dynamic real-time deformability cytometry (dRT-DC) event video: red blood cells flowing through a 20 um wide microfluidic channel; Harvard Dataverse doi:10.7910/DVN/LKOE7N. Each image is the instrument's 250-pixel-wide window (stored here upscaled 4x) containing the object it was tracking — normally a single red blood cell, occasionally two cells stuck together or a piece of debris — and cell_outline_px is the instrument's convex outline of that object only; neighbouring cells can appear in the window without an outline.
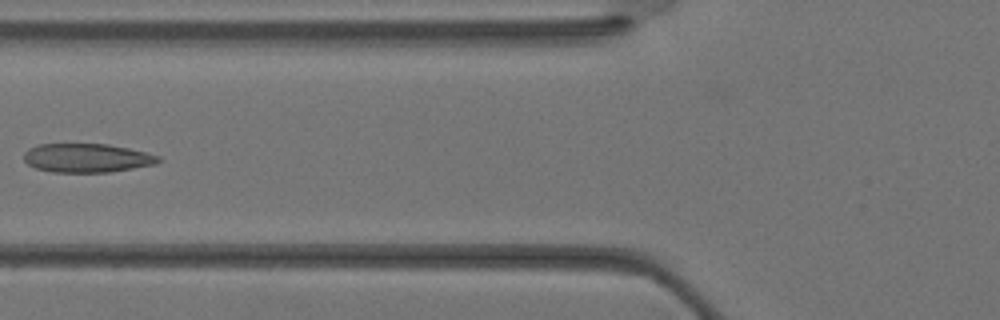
{"species": "Egyptian fruit bat (a non-hibernating species)", "species_latin": "Rousettus aegyptiacus", "temperature_condition": "warm", "stored_images_in_passage": 36, "camera_frame_rate_fps": 3000, "um_per_image_px": 0.085, "animal": {"sex": "female"}, "frame": {"image": 1, "passage_image": 14, "time_ms": 4.333, "image_size_px": [1000, 320], "cell_outline_px": [[160, 160], [156, 164], [108, 172], [52, 172], [36, 168], [28, 164], [24, 160], [24, 152], [28, 148], [36, 144], [108, 144], [128, 148], [160, 156]], "centroid_in_image_um": [7.35, 13.42], "position_along_channel_um": 118.5, "area_um2": 22.54}}
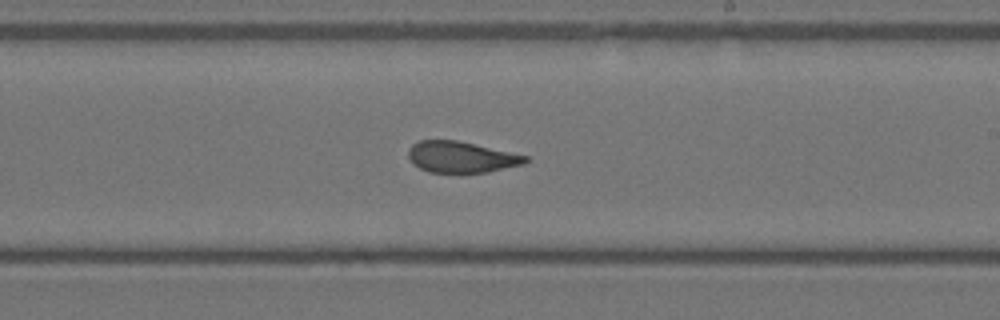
{"frame": {"image": 2, "passage_image": 21, "time_ms": 6.667, "image_size_px": [1000, 320], "cell_outline_px": [[528, 160], [524, 164], [488, 172], [428, 172], [412, 164], [408, 156], [408, 148], [412, 144], [420, 140], [456, 140], [528, 156]], "centroid_in_image_um": [39.17, 13.35], "position_along_channel_um": 249.8, "area_um2": 21.15}}
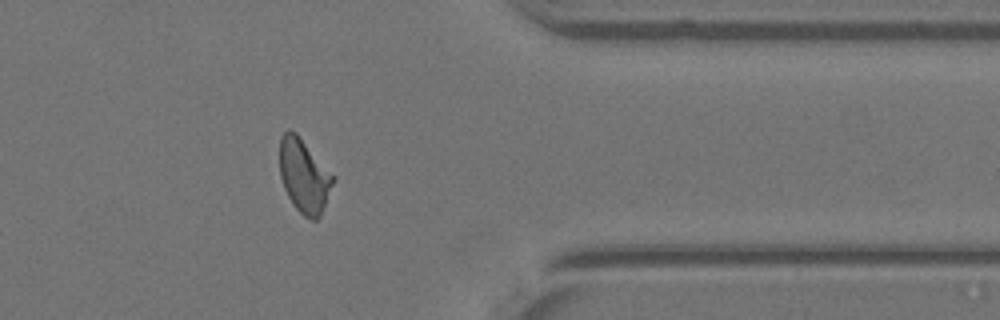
{"frame": {"image": 3, "passage_image": 29, "time_ms": 9.333, "image_size_px": [1000, 320], "cell_outline_px": [[336, 180], [320, 216], [316, 220], [312, 220], [304, 216], [292, 204], [284, 188], [280, 176], [280, 136], [288, 128], [296, 132], [336, 176]], "centroid_in_image_um": [25.87, 14.93], "position_along_channel_um": 385.5, "area_um2": 23.29}}